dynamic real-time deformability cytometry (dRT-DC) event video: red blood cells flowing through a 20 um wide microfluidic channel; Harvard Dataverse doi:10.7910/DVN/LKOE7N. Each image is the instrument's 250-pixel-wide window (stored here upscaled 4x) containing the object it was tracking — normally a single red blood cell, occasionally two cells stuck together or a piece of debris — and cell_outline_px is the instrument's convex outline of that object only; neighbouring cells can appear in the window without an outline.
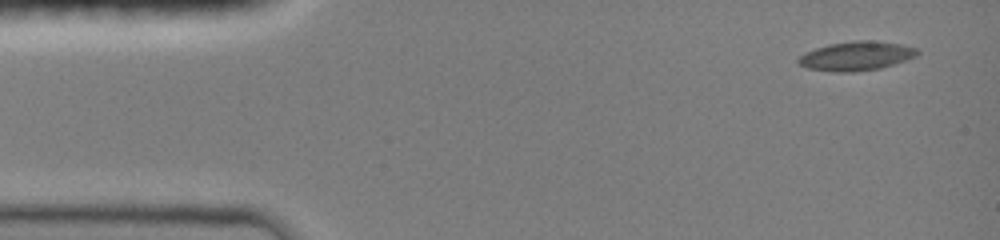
{"species": "common noctule bat (a hibernating species)", "species_latin": "Nyctalus noctula", "temperature_condition": "room temperature", "stored_images_in_passage": 47, "camera_frame_rate_fps": 3000, "um_per_image_px": 0.085, "animal": {"sex": "female", "body_mass_g": 19.0, "forearm_length_mm": 51.5}, "frame": {"image": 1, "passage_image": 1, "time_ms": 0.0, "image_size_px": [1000, 240], "cell_outline_px": [[920, 52], [916, 56], [880, 68], [852, 72], [832, 72], [808, 68], [800, 64], [796, 60], [800, 56], [816, 48], [828, 44], [856, 40], [864, 40], [900, 44], [916, 48]], "centroid_in_image_um": [72.77, 4.76], "position_along_channel_um": 12.2, "area_um2": 19.83}}
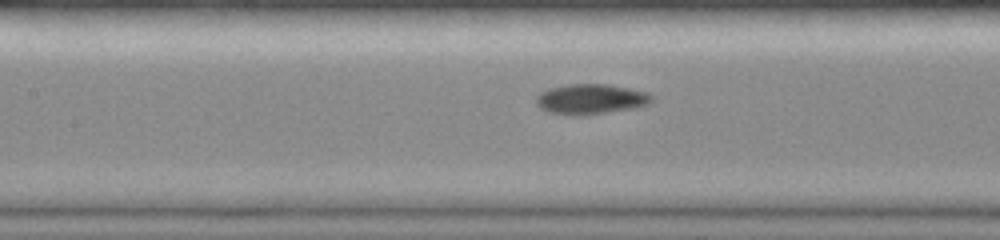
{"frame": {"image": 2, "passage_image": 20, "time_ms": 6.0, "image_size_px": [1000, 240], "cell_outline_px": [[652, 100], [648, 104], [632, 108], [580, 116], [572, 116], [548, 112], [540, 108], [536, 104], [536, 96], [540, 92], [552, 88], [568, 84], [608, 84], [648, 92], [652, 96]], "centroid_in_image_um": [50.18, 8.43], "position_along_channel_um": 157.2, "area_um2": 20.29}}
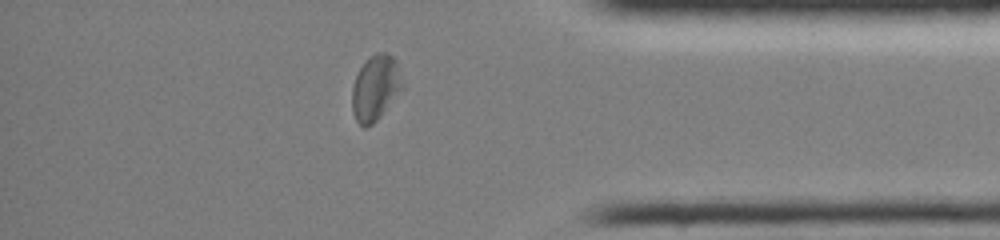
{"frame": {"image": 3, "passage_image": 40, "time_ms": 12.333, "image_size_px": [1000, 240], "cell_outline_px": [[404, 88], [376, 120], [372, 124], [364, 128], [356, 120], [352, 112], [352, 88], [356, 76], [364, 60], [376, 52], [388, 52], [396, 60], [404, 84]], "centroid_in_image_um": [31.92, 7.44], "position_along_channel_um": 403.3, "area_um2": 19.31}, "authors_computed_cell_mechanics": {"area_um2": 19.2474, "velocity_mm_per_s": 4.0527, "shape_relaxation_time_tau1_ms": 8.6563, "shape_relaxation_time_tau2_ms": 2.2658, "deformation_change_tau1": 0.1829, "deformation_change_tau2": 0.0668}}